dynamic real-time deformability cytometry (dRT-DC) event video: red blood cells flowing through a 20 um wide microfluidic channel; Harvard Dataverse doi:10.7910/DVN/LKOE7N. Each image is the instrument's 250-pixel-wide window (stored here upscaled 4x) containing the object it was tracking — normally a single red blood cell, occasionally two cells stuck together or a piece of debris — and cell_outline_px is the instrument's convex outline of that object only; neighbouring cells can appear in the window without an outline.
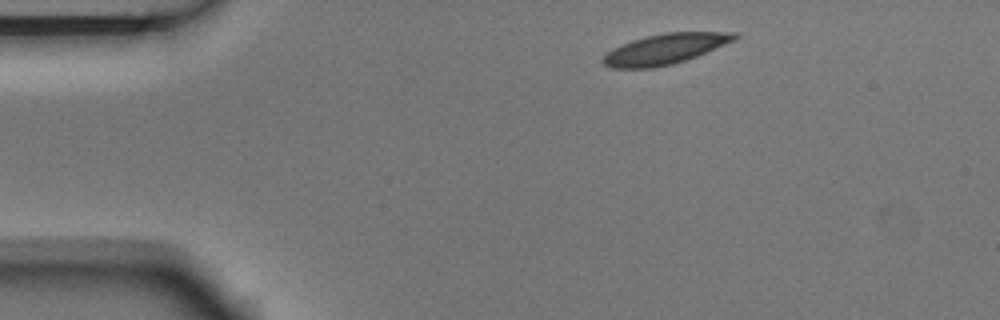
{"species": "Egyptian fruit bat (a non-hibernating species)", "species_latin": "Rousettus aegyptiacus", "temperature_condition": "room temperature", "stored_images_in_passage": 3, "camera_frame_rate_fps": 3000, "um_per_image_px": 0.085, "animal": {"sex": "male"}, "frame": {"image": 1, "passage_image": 1, "time_ms": 0.0, "image_size_px": [1000, 320], "cell_outline_px": [[740, 36], [732, 40], [696, 56], [672, 64], [652, 68], [612, 68], [604, 64], [600, 60], [612, 48], [632, 40], [664, 32], [736, 32]], "centroid_in_image_um": [56.47, 4.16], "position_along_channel_um": 28.5, "area_um2": 22.89}}
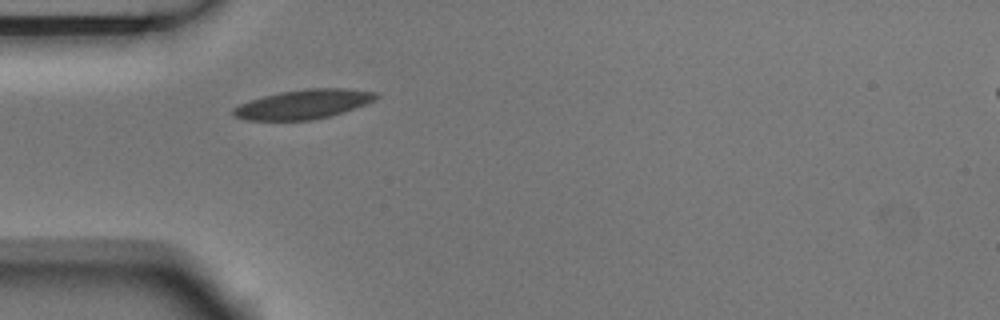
{"frame": {"image": 2, "passage_image": 3, "time_ms": 0.667, "image_size_px": [1000, 320], "cell_outline_px": [[380, 96], [376, 100], [344, 112], [332, 116], [312, 120], [244, 120], [236, 116], [232, 112], [232, 108], [240, 104], [264, 96], [280, 92], [308, 88], [348, 88], [376, 92]], "centroid_in_image_um": [25.84, 8.86], "position_along_channel_um": 59.2, "area_um2": 24.45}}